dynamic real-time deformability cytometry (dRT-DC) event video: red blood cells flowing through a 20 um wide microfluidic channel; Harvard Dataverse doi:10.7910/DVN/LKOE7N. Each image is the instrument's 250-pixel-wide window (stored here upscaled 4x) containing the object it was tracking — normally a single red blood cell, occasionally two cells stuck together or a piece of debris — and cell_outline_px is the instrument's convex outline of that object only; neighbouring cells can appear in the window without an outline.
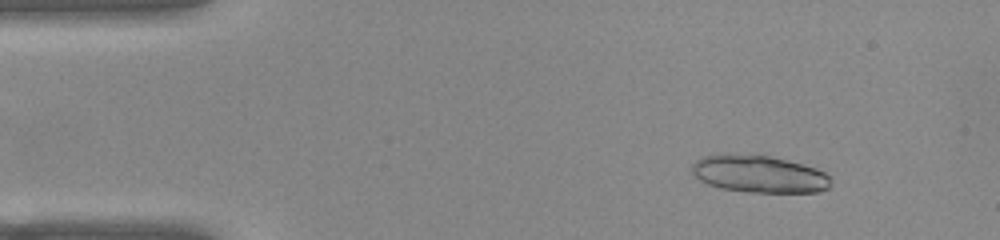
{"species": "common noctule bat (a hibernating species)", "species_latin": "Nyctalus noctula", "temperature_condition": "warm", "stored_images_in_passage": 51, "segment_of_instrument_passage": [1, 2], "camera_frame_rate_fps": 3000, "um_per_image_px": 0.085, "animal": {"sex": "female", "body_mass_g": 22.0, "forearm_length_mm": 56.7}, "frame": {"image": 1, "passage_image": 6, "time_ms": 1.667, "image_size_px": [1000, 240], "cell_outline_px": [[832, 184], [828, 188], [820, 192], [748, 192], [720, 188], [708, 184], [700, 180], [692, 172], [692, 164], [696, 160], [704, 156], [756, 152], [816, 168], [824, 172], [828, 176]], "centroid_in_image_um": [64.52, 14.78], "position_along_channel_um": 20.5, "area_um2": 30.4}}